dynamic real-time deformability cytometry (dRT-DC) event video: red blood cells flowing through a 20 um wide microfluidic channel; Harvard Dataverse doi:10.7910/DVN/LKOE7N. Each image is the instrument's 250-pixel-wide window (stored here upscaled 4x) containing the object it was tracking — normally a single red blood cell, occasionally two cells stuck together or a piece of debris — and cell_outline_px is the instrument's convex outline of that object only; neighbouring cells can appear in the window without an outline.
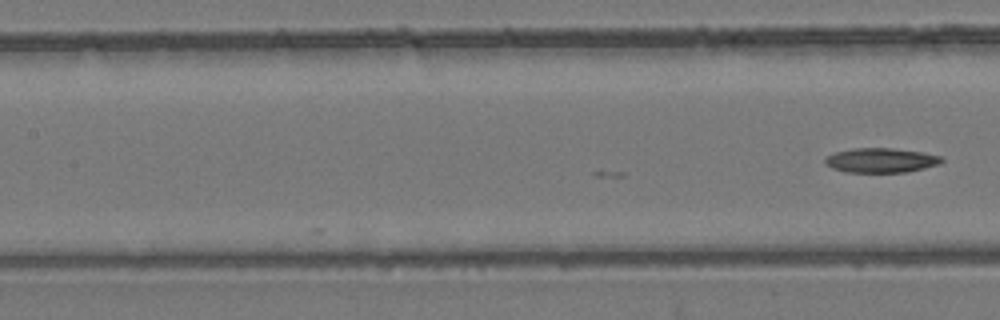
{"species": "common noctule bat (a hibernating species)", "species_latin": "Nyctalus noctula", "temperature_condition": "room temperature", "stored_images_in_passage": 26, "camera_frame_rate_fps": 3000, "um_per_image_px": 0.085, "animal": {"sex": "female", "body_mass_g": 24.6, "forearm_length_mm": 56.2}, "frame": {"image": 1, "passage_image": 26, "time_ms": 8.333, "image_size_px": [1000, 320], "cell_outline_px": [[944, 160], [940, 164], [908, 172], [844, 172], [832, 168], [824, 164], [824, 160], [828, 156], [836, 152], [852, 148], [892, 148], [924, 152], [940, 156]], "centroid_in_image_um": [74.89, 13.63], "position_along_channel_um": 132.5, "area_um2": 16.76}}